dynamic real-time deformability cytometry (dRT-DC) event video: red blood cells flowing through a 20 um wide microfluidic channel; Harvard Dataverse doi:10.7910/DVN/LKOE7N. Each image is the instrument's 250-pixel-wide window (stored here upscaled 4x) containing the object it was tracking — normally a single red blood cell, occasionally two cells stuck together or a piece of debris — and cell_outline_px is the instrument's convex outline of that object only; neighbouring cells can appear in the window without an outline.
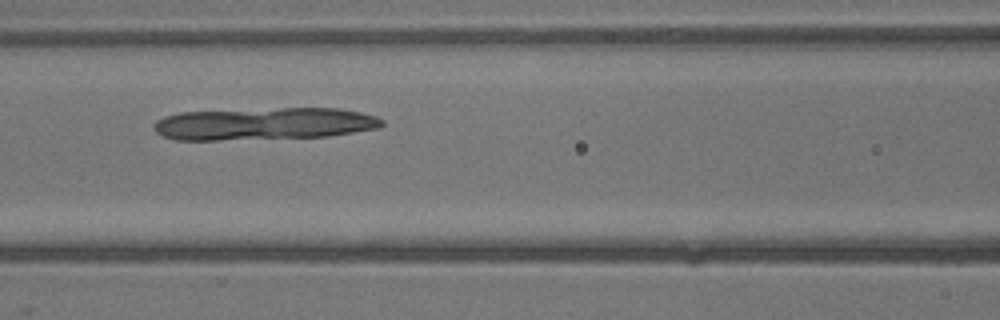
{"species": "common noctule bat (a hibernating species)", "species_latin": "Nyctalus noctula", "temperature_condition": "warm", "stored_images_in_passage": 26, "camera_frame_rate_fps": 3000, "um_per_image_px": 0.085, "animal": {"sex": "male", "body_mass_g": 13.3}, "frame": {"image": 1, "passage_image": 6, "time_ms": 1.667, "image_size_px": [1000, 320], "cell_outline_px": [[384, 124], [380, 128], [328, 136], [220, 140], [176, 140], [160, 136], [152, 128], [152, 124], [156, 120], [164, 116], [180, 112], [280, 108], [340, 108], [360, 112], [376, 116], [384, 120]], "centroid_in_image_um": [22.42, 10.52], "position_along_channel_um": 144.2, "area_um2": 43.29}}